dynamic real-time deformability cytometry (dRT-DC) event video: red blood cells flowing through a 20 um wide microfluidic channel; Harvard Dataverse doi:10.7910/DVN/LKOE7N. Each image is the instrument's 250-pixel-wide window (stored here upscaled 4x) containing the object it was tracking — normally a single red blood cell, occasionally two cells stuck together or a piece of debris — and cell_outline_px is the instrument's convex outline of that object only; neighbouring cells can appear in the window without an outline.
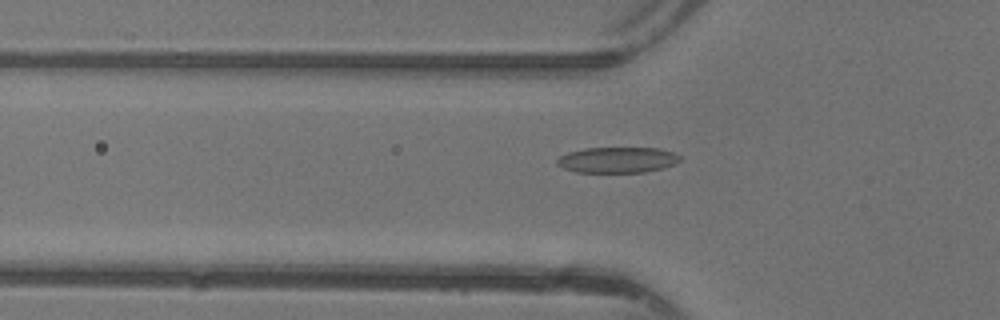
{"species": "common noctule bat (a hibernating species)", "species_latin": "Nyctalus noctula", "temperature_condition": "warm", "stored_images_in_passage": 48, "camera_frame_rate_fps": 3000, "um_per_image_px": 0.085, "animal": {"sex": "female"}, "frame": {"image": 1, "passage_image": 17, "time_ms": 5.333, "image_size_px": [1000, 320], "cell_outline_px": [[680, 160], [676, 164], [664, 168], [644, 172], [576, 172], [564, 168], [556, 164], [556, 160], [560, 156], [568, 152], [584, 148], [660, 148], [672, 152], [680, 156]], "centroid_in_image_um": [52.49, 13.59], "position_along_channel_um": 73.3, "area_um2": 18.5}}
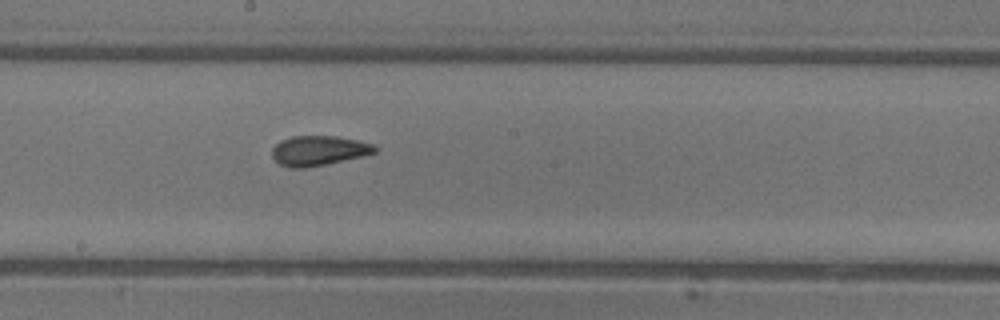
{"frame": {"image": 2, "passage_image": 27, "time_ms": 8.667, "image_size_px": [1000, 320], "cell_outline_px": [[380, 148], [376, 152], [364, 156], [308, 168], [288, 168], [280, 164], [272, 156], [272, 148], [280, 140], [292, 136], [336, 136], [356, 140], [372, 144]], "centroid_in_image_um": [27.09, 12.81], "position_along_channel_um": 221.1, "area_um2": 18.03}}
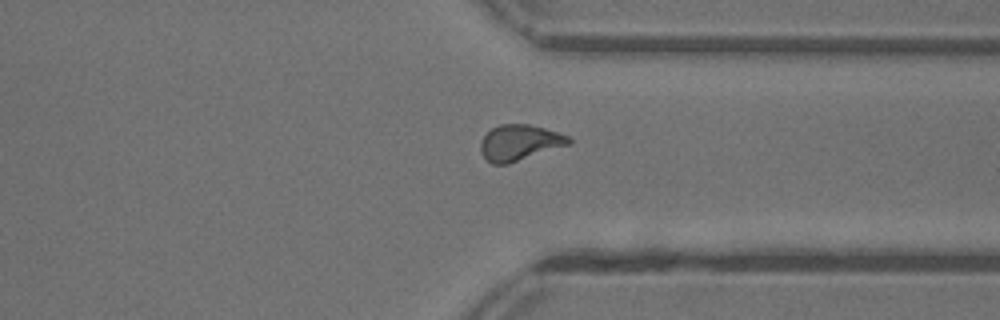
{"frame": {"image": 3, "passage_image": 37, "time_ms": 12.0, "image_size_px": [1000, 320], "cell_outline_px": [[572, 144], [508, 164], [492, 164], [480, 152], [480, 140], [492, 128], [500, 124], [528, 124], [544, 128], [568, 136], [572, 140]], "centroid_in_image_um": [44.17, 12.13], "position_along_channel_um": 367.2, "area_um2": 18.44}, "authors_computed_cell_mechanics": {"area_um2": 18.0336, "velocity_mm_per_s": 4.3994, "shape_relaxation_time_tau1_ms": 3.4911, "shape_relaxation_time_tau2_ms": 1.0727, "deformation_change_tau1": 0.1421, "deformation_change_tau2": 0.0772}}